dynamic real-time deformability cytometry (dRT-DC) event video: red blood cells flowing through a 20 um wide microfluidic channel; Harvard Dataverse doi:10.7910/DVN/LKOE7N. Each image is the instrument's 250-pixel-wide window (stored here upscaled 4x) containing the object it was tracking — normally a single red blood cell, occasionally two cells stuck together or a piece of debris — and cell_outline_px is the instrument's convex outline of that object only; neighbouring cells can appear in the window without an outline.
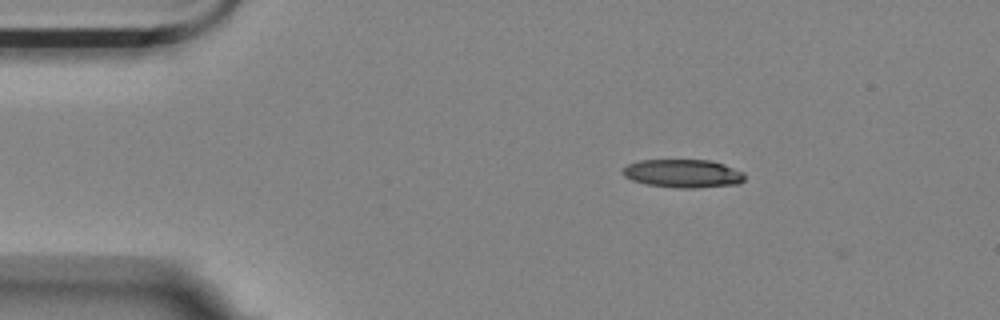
{"species": "Egyptian fruit bat (a non-hibernating species)", "species_latin": "Rousettus aegyptiacus", "temperature_condition": "room temperature", "stored_images_in_passage": 48, "camera_frame_rate_fps": 3000, "um_per_image_px": 0.085, "animal": {"sex": "female"}, "frame": {"image": 1, "passage_image": 1, "time_ms": 0.0, "image_size_px": [1000, 320], "cell_outline_px": [[744, 180], [740, 184], [696, 188], [676, 188], [648, 184], [632, 180], [624, 176], [620, 172], [628, 164], [640, 160], [712, 160], [724, 164], [744, 172]], "centroid_in_image_um": [58.07, 14.75], "position_along_channel_um": 26.9, "area_um2": 20.23}}
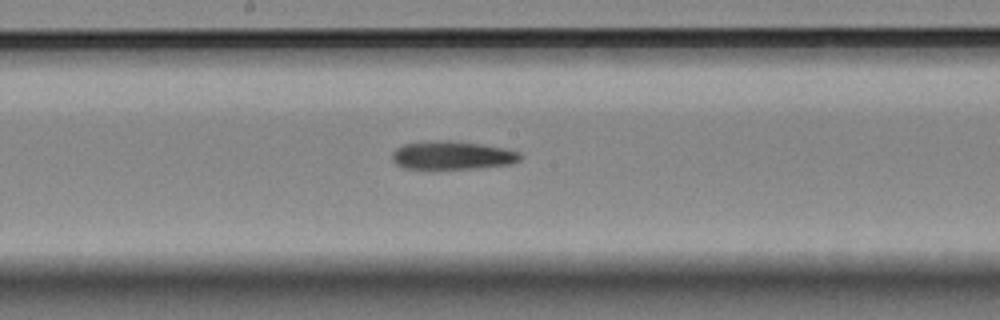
{"frame": {"image": 2, "passage_image": 21, "time_ms": 6.667, "image_size_px": [1000, 320], "cell_outline_px": [[524, 156], [520, 160], [512, 164], [476, 168], [400, 168], [392, 160], [392, 152], [396, 148], [404, 144], [428, 140], [452, 140], [480, 144], [504, 148], [520, 152]], "centroid_in_image_um": [38.44, 13.19], "position_along_channel_um": 209.8, "area_um2": 21.33}}
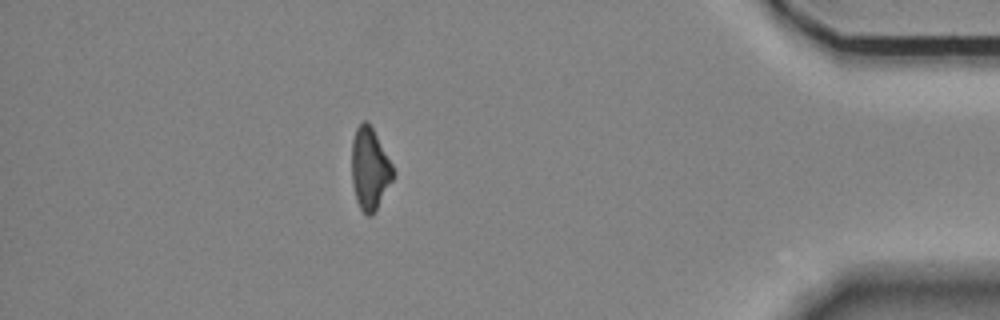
{"frame": {"image": 3, "passage_image": 41, "time_ms": 13.333, "image_size_px": [1000, 320], "cell_outline_px": [[396, 172], [392, 180], [372, 216], [368, 216], [360, 208], [356, 200], [352, 184], [352, 140], [356, 128], [364, 120], [368, 120], [392, 164]], "centroid_in_image_um": [31.42, 14.33], "position_along_channel_um": 403.8, "area_um2": 19.65}}